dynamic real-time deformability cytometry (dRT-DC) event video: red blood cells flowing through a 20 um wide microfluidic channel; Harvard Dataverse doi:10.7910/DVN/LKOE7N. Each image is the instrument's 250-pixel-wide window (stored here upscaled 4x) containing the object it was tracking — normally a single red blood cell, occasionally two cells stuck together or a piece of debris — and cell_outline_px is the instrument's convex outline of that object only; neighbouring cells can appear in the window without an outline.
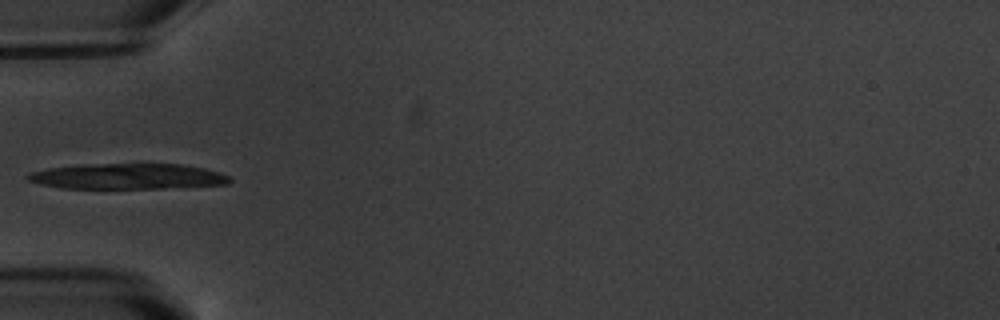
{"species": "common noctule bat (a hibernating species)", "species_latin": "Nyctalus noctula", "temperature_condition": "warm", "stored_images_in_passage": 4, "camera_frame_rate_fps": 3000, "um_per_image_px": 0.085, "animal": {"sex": "male", "body_mass_g": 20.1, "forearm_length_mm": 53.5}, "frame": {"image": 1, "passage_image": 2, "time_ms": 1.333, "image_size_px": [1000, 320], "cell_outline_px": [[232, 180], [228, 184], [160, 188], [60, 188], [40, 184], [28, 180], [24, 176], [28, 172], [48, 168], [80, 164], [184, 164], [204, 168], [220, 172], [228, 176]], "centroid_in_image_um": [10.8, 14.98], "position_along_channel_um": 74.2, "area_um2": 30.23}}